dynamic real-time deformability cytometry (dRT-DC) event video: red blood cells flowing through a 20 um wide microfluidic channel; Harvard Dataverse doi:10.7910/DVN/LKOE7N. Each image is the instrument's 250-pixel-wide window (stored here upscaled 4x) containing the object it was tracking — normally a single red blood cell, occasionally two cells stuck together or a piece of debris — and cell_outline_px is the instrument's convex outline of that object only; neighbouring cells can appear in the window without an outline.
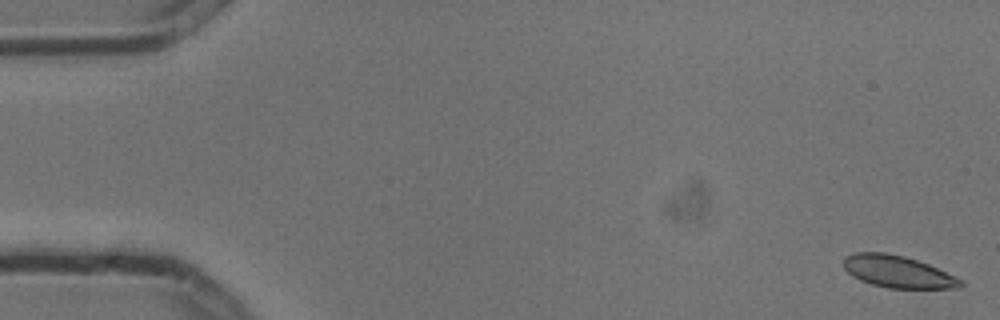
{"species": "common noctule bat (a hibernating species)", "species_latin": "Nyctalus noctula", "temperature_condition": "cold", "stored_images_in_passage": 6, "camera_frame_rate_fps": 3000, "um_per_image_px": 0.085, "animal": {"sex": "male", "body_mass_g": 13.3}, "frame": {"image": 1, "passage_image": 1, "time_ms": 0.0, "image_size_px": [1000, 320], "cell_outline_px": [[964, 284], [960, 288], [888, 288], [872, 284], [860, 280], [852, 276], [844, 268], [844, 256], [856, 252], [884, 252], [904, 256], [928, 264], [964, 280]], "centroid_in_image_um": [76.31, 23.09], "position_along_channel_um": 8.7, "area_um2": 21.85}}
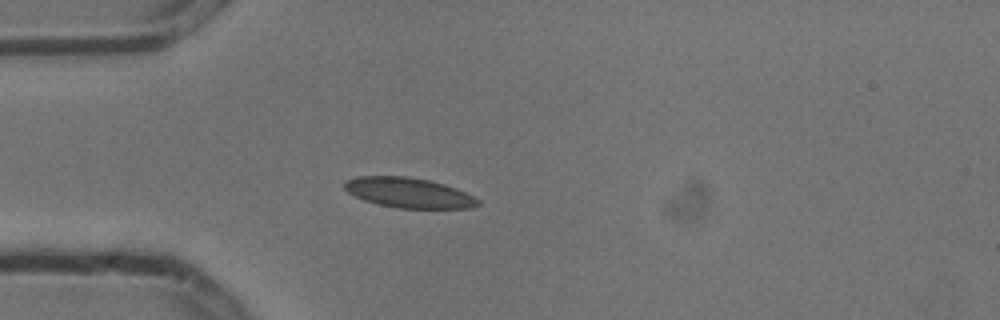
{"frame": {"image": 2, "passage_image": 5, "time_ms": 1.333, "image_size_px": [1000, 320], "cell_outline_px": [[480, 204], [472, 208], [396, 208], [364, 200], [348, 192], [344, 188], [344, 184], [348, 180], [356, 176], [408, 176], [428, 180], [444, 184], [456, 188], [480, 200]], "centroid_in_image_um": [34.75, 16.38], "position_along_channel_um": 50.2, "area_um2": 23.24}}